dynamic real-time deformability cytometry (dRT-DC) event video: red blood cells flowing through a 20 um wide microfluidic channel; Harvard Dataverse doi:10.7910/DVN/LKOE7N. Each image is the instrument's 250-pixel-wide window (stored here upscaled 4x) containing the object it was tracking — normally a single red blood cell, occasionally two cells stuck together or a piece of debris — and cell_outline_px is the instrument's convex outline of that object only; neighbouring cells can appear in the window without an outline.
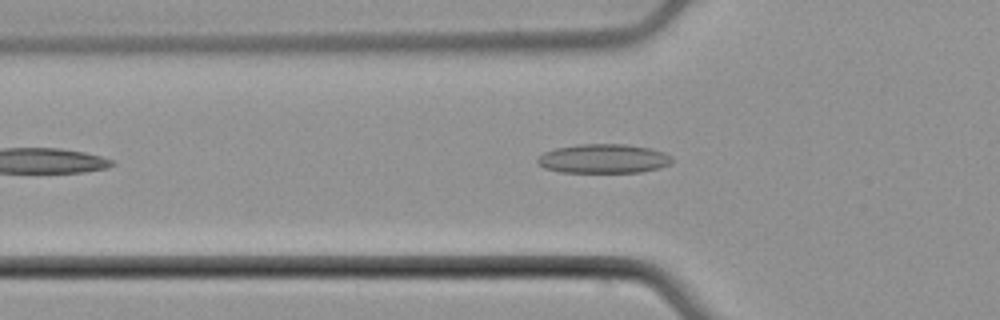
{"species": "common noctule bat (a hibernating species)", "species_latin": "Nyctalus noctula", "temperature_condition": "cold", "stored_images_in_passage": 43, "camera_frame_rate_fps": 3000, "um_per_image_px": 0.085, "animal": {"sex": "male", "body_mass_g": 21.5, "forearm_length_mm": 52.0}, "frame": {"image": 1, "passage_image": 8, "time_ms": 2.333, "image_size_px": [1000, 320], "cell_outline_px": [[672, 160], [668, 164], [660, 168], [640, 172], [560, 172], [544, 168], [536, 160], [544, 152], [556, 148], [576, 144], [624, 144], [648, 148], [664, 152], [672, 156]], "centroid_in_image_um": [51.29, 13.48], "position_along_channel_um": 74.5, "area_um2": 22.77}}
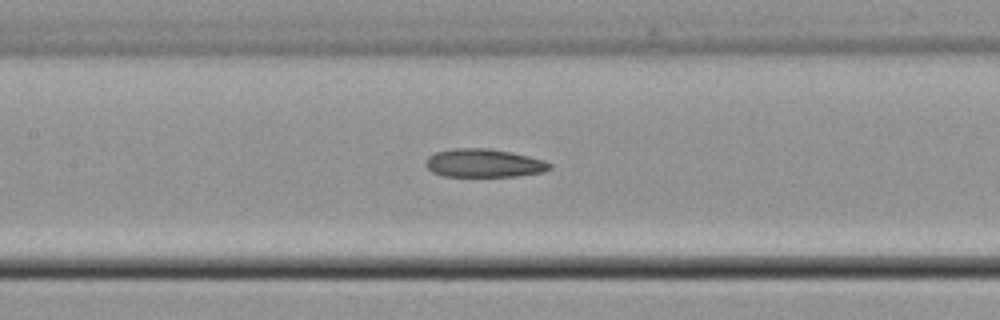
{"frame": {"image": 2, "passage_image": 15, "time_ms": 4.667, "image_size_px": [1000, 320], "cell_outline_px": [[552, 168], [544, 172], [516, 176], [444, 176], [432, 172], [424, 164], [428, 156], [436, 152], [452, 148], [488, 148], [512, 152], [544, 160], [552, 164]], "centroid_in_image_um": [41.13, 13.86], "position_along_channel_um": 166.3, "area_um2": 20.58}}
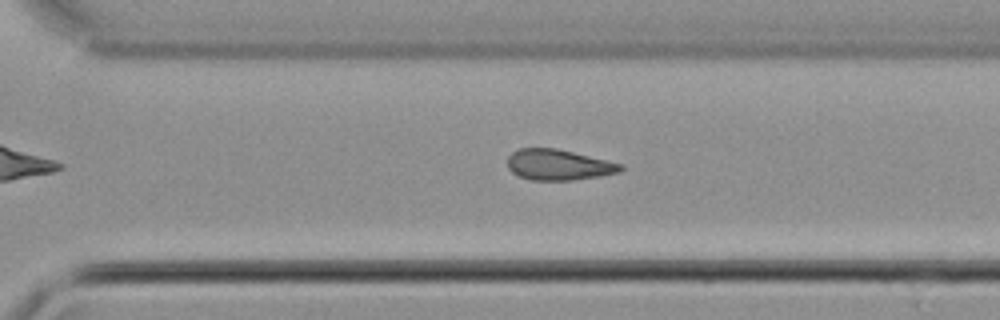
{"frame": {"image": 3, "passage_image": 27, "time_ms": 8.667, "image_size_px": [1000, 320], "cell_outline_px": [[624, 168], [620, 172], [600, 176], [572, 180], [528, 180], [512, 172], [508, 168], [508, 156], [516, 148], [556, 148], [624, 164]], "centroid_in_image_um": [47.47, 14.0], "position_along_channel_um": 323.1, "area_um2": 20.35}, "authors_computed_cell_mechanics": {"area_um2": 20.6924, "velocity_mm_per_s": 3.9284, "shape_relaxation_time_tau1_ms": null, "shape_relaxation_time_tau2_ms": 5.5122, "deformation_change_tau1": null, "deformation_change_tau2": 0.1395}}